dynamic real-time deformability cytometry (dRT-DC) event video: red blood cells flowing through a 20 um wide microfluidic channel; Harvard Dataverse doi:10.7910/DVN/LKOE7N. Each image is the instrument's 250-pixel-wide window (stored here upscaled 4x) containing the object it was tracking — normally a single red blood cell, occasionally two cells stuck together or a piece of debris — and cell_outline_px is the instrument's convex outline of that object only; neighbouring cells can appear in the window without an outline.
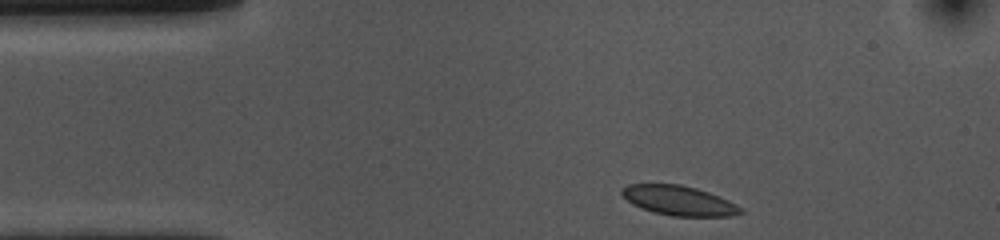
{"species": "common noctule bat (a hibernating species)", "species_latin": "Nyctalus noctula", "temperature_condition": "cold", "stored_images_in_passage": 36, "camera_frame_rate_fps": 3000, "um_per_image_px": 0.085, "animal": {"sex": "female", "body_mass_g": 10.0, "forearm_length_mm": 53.1}, "frame": {"image": 1, "passage_image": 1, "time_ms": 0.0, "image_size_px": [1000, 240], "cell_outline_px": [[744, 212], [732, 216], [672, 216], [652, 212], [640, 208], [632, 204], [620, 192], [628, 184], [680, 184], [696, 188], [720, 196], [744, 208]], "centroid_in_image_um": [57.74, 17.05], "position_along_channel_um": 27.3, "area_um2": 20.58}}
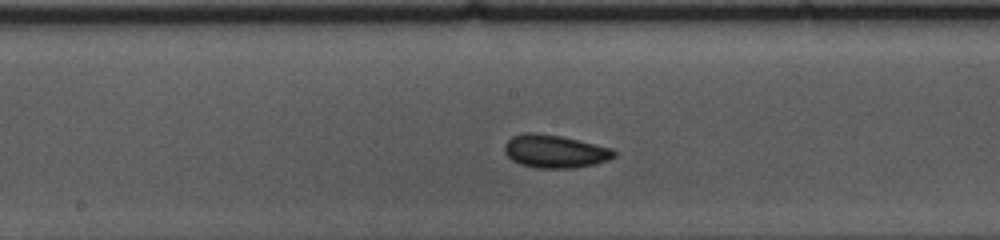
{"frame": {"image": 2, "passage_image": 19, "time_ms": 6.0, "image_size_px": [1000, 240], "cell_outline_px": [[616, 156], [608, 160], [596, 164], [572, 168], [536, 168], [520, 164], [512, 160], [504, 152], [504, 144], [512, 136], [524, 132], [536, 132], [560, 136], [612, 148], [616, 152]], "centroid_in_image_um": [47.15, 12.86], "position_along_channel_um": 201.1, "area_um2": 21.15}}
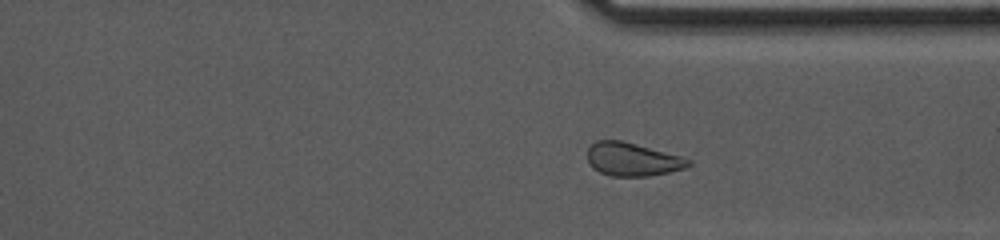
{"frame": {"image": 3, "passage_image": 32, "time_ms": 10.333, "image_size_px": [1000, 240], "cell_outline_px": [[692, 164], [684, 168], [668, 172], [648, 176], [612, 176], [600, 172], [592, 168], [588, 160], [588, 148], [596, 140], [620, 140], [684, 156], [692, 160]], "centroid_in_image_um": [53.78, 13.54], "position_along_channel_um": 357.6, "area_um2": 19.65}, "authors_computed_cell_mechanics": {"area_um2": 20.2878, "velocity_mm_per_s": 3.6181, "shape_relaxation_time_tau1_ms": 3.6067, "shape_relaxation_time_tau2_ms": null, "deformation_change_tau1": 0.077, "deformation_change_tau2": null}}